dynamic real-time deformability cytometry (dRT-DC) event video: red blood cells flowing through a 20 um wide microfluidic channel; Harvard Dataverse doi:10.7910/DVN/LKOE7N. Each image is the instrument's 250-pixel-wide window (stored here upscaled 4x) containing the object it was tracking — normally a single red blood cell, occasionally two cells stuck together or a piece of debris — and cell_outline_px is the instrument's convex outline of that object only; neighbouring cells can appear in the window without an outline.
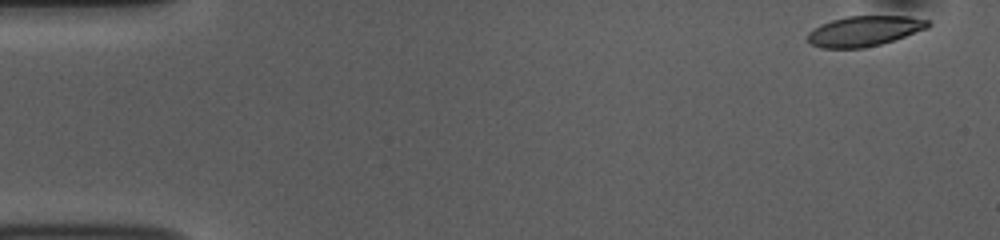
{"species": "common noctule bat (a hibernating species)", "species_latin": "Nyctalus noctula", "temperature_condition": "room temperature", "stored_images_in_passage": 51, "camera_frame_rate_fps": 3000, "um_per_image_px": 0.085, "animal": {"sex": "female", "body_mass_g": 10.0, "forearm_length_mm": 53.1}, "frame": {"image": 1, "passage_image": 1, "time_ms": 0.0, "image_size_px": [1000, 240], "cell_outline_px": [[932, 24], [928, 28], [880, 44], [864, 48], [820, 48], [812, 44], [808, 40], [808, 32], [820, 24], [832, 20], [848, 16], [908, 16], [928, 20]], "centroid_in_image_um": [73.46, 2.63], "position_along_channel_um": 11.5, "area_um2": 21.1}}
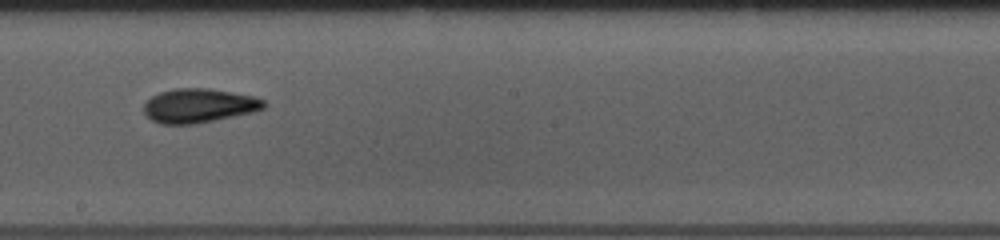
{"frame": {"image": 2, "passage_image": 28, "time_ms": 9.0, "image_size_px": [1000, 240], "cell_outline_px": [[268, 104], [264, 108], [252, 112], [196, 124], [160, 124], [152, 120], [144, 112], [144, 104], [152, 96], [160, 92], [176, 88], [208, 88], [252, 96], [264, 100]], "centroid_in_image_um": [16.9, 8.98], "position_along_channel_um": 231.3, "area_um2": 23.7}}
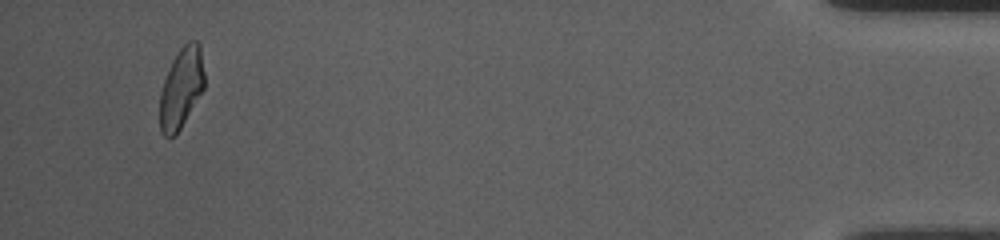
{"frame": {"image": 3, "passage_image": 49, "time_ms": 16.0, "image_size_px": [1000, 240], "cell_outline_px": [[204, 88], [180, 128], [168, 140], [160, 132], [160, 92], [164, 80], [172, 60], [180, 48], [188, 40], [196, 40], [200, 44], [204, 72]], "centroid_in_image_um": [15.4, 7.45], "position_along_channel_um": 419.8, "area_um2": 20.81}, "authors_computed_cell_mechanics": {"area_um2": 22.3686, "velocity_mm_per_s": 3.7656, "shape_relaxation_time_tau1_ms": 3.5332, "shape_relaxation_time_tau2_ms": 4.1605, "deformation_change_tau1": 0.1284, "deformation_change_tau2": 0.1113}}